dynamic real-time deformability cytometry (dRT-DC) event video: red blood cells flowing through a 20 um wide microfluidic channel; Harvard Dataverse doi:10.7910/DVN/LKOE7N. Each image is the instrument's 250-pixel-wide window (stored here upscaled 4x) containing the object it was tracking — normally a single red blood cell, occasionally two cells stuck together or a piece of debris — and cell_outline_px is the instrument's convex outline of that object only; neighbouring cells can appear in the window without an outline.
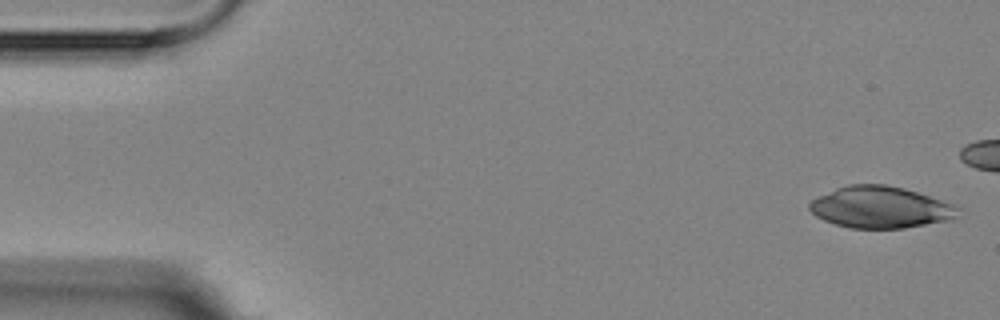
{"species": "Egyptian fruit bat (a non-hibernating species)", "species_latin": "Rousettus aegyptiacus", "temperature_condition": "room temperature", "stored_images_in_passage": 6, "camera_frame_rate_fps": 3000, "um_per_image_px": 0.085, "animal": {"sex": "female"}, "frame": {"image": 1, "passage_image": 1, "time_ms": 0.0, "image_size_px": [1000, 320], "cell_outline_px": [[952, 216], [944, 220], [904, 228], [852, 228], [836, 224], [824, 220], [816, 216], [808, 208], [808, 204], [812, 200], [836, 188], [848, 184], [884, 184], [904, 188], [952, 204]], "centroid_in_image_um": [74.69, 17.6], "position_along_channel_um": 10.3, "area_um2": 34.91}}